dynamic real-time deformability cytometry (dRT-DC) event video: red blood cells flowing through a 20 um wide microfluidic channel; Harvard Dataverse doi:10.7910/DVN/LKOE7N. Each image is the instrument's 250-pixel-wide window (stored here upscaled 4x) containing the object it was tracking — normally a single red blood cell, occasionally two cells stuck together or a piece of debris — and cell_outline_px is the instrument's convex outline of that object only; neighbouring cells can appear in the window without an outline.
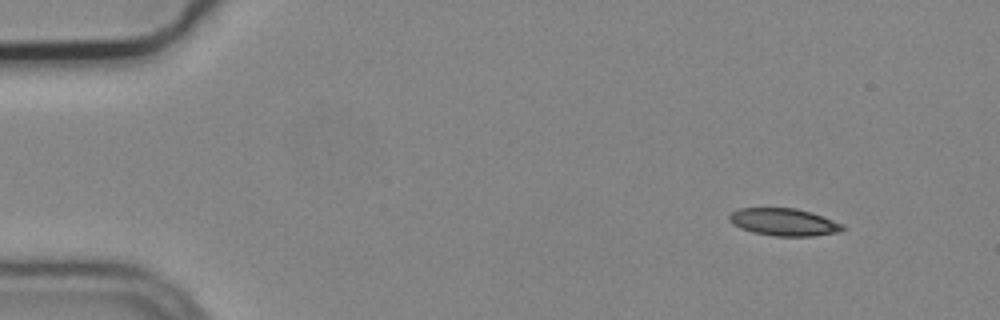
{"species": "common noctule bat (a hibernating species)", "species_latin": "Nyctalus noctula", "temperature_condition": "cold", "stored_images_in_passage": 5, "camera_frame_rate_fps": 3000, "um_per_image_px": 0.085, "animal": {"sex": "male", "body_mass_g": 19.2, "forearm_length_mm": 51.8}, "frame": {"image": 1, "passage_image": 1, "time_ms": 0.0, "image_size_px": [1000, 320], "cell_outline_px": [[848, 228], [840, 232], [812, 236], [776, 236], [752, 232], [740, 228], [732, 224], [728, 220], [728, 216], [732, 212], [740, 208], [796, 208], [812, 212], [844, 224]], "centroid_in_image_um": [66.66, 18.88], "position_along_channel_um": 18.3, "area_um2": 18.32}}
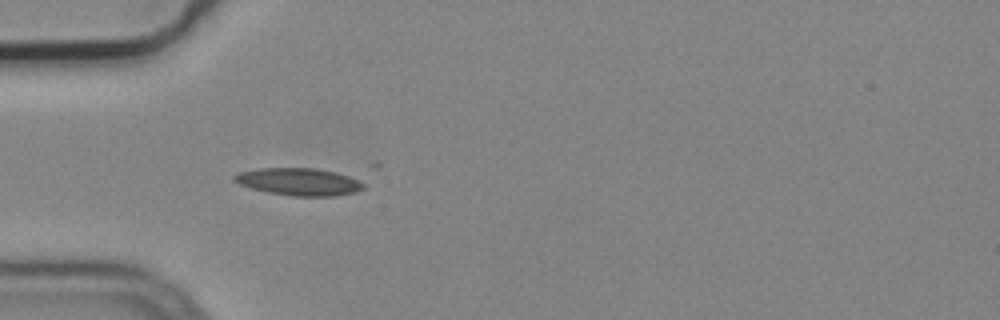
{"frame": {"image": 2, "passage_image": 4, "time_ms": 1.0, "image_size_px": [1000, 320], "cell_outline_px": [[364, 188], [356, 192], [336, 196], [292, 196], [268, 192], [252, 188], [240, 184], [232, 180], [232, 176], [240, 172], [260, 168], [316, 168], [336, 172], [348, 176], [364, 184]], "centroid_in_image_um": [25.4, 15.45], "position_along_channel_um": 59.6, "area_um2": 20.52}}
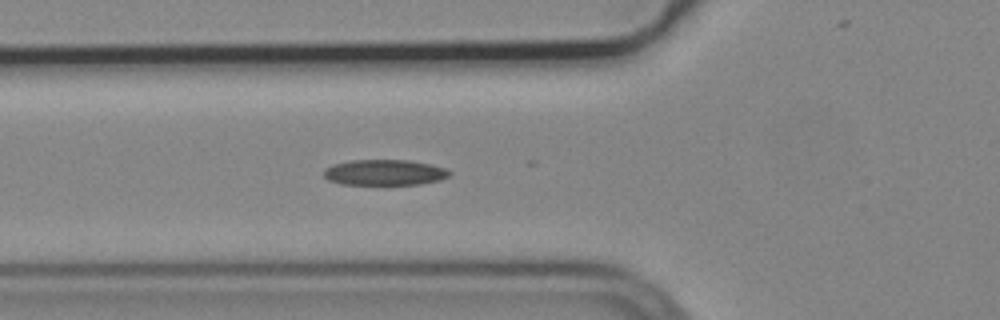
{"frame": {"image": 3, "passage_image": 5, "time_ms": 1.333, "image_size_px": [1000, 320], "cell_outline_px": [[452, 172], [448, 176], [440, 180], [420, 184], [340, 184], [328, 180], [324, 176], [324, 168], [332, 164], [352, 160], [408, 160], [448, 168]], "centroid_in_image_um": [32.68, 14.65], "position_along_channel_um": 93.1, "area_um2": 18.84}}